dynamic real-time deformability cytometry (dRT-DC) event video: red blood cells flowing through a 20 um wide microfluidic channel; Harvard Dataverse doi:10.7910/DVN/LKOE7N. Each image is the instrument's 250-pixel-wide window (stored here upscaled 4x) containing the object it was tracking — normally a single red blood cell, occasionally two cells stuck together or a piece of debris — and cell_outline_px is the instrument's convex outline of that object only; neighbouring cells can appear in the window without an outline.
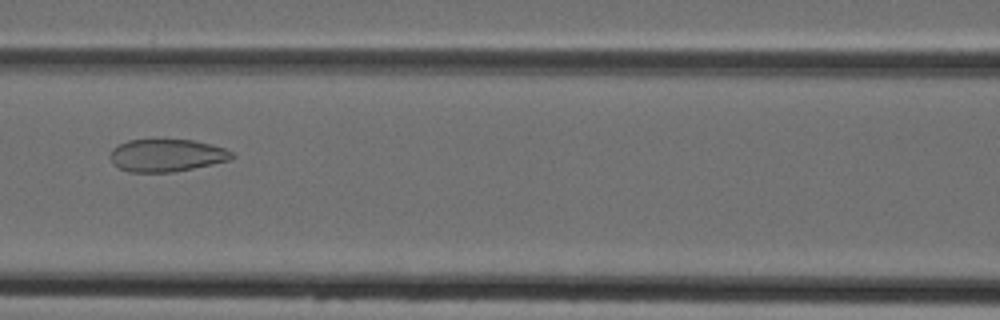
{"species": "Egyptian fruit bat (a non-hibernating species)", "species_latin": "Rousettus aegyptiacus", "temperature_condition": "cold", "stored_images_in_passage": 7, "camera_frame_rate_fps": 3000, "um_per_image_px": 0.085, "animal": {"sex": "female"}, "frame": {"image": 1, "passage_image": 6, "time_ms": 6.667, "image_size_px": [1000, 320], "cell_outline_px": [[236, 156], [232, 160], [172, 172], [128, 172], [112, 164], [108, 156], [112, 148], [128, 140], [192, 140], [212, 144], [224, 148], [232, 152]], "centroid_in_image_um": [14.15, 13.21], "position_along_channel_um": 152.4, "area_um2": 23.18}}
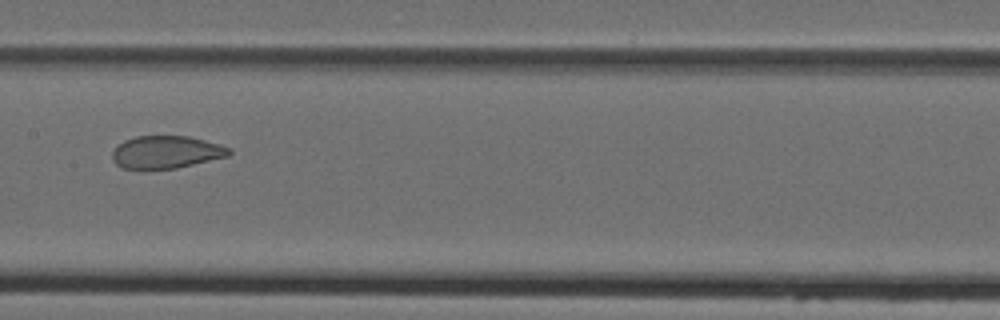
{"frame": {"image": 2, "passage_image": 7, "time_ms": 7.667, "image_size_px": [1000, 320], "cell_outline_px": [[232, 152], [228, 156], [176, 168], [120, 168], [112, 160], [112, 152], [116, 144], [124, 140], [136, 136], [188, 136], [220, 144], [232, 148]], "centroid_in_image_um": [14.11, 12.91], "position_along_channel_um": 193.3, "area_um2": 22.2}}